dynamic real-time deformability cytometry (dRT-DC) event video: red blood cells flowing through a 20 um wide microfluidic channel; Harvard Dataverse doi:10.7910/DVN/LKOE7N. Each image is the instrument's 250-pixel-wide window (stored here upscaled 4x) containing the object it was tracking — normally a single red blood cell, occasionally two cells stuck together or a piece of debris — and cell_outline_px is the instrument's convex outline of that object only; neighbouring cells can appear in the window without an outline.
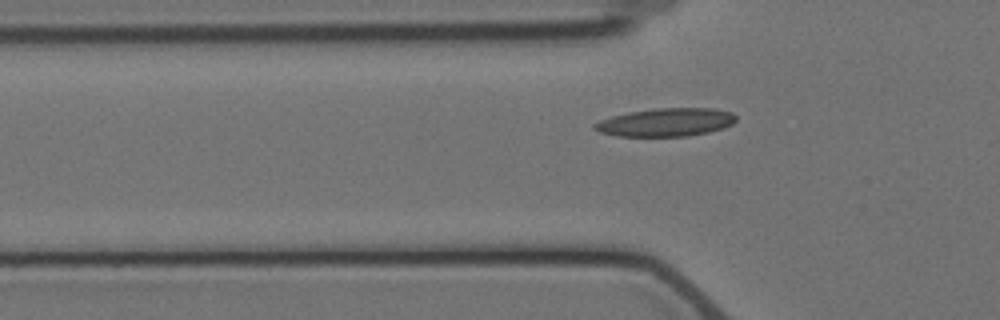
{"species": "Egyptian fruit bat (a non-hibernating species)", "species_latin": "Rousettus aegyptiacus", "temperature_condition": "cold", "stored_images_in_passage": 4, "segment_of_instrument_passage": [2, 2], "camera_frame_rate_fps": 3000, "um_per_image_px": 0.085, "animal": {"sex": "female"}, "frame": {"image": 1, "passage_image": 4, "time_ms": 4.667, "image_size_px": [1000, 320], "cell_outline_px": [[736, 120], [732, 124], [724, 128], [708, 132], [688, 136], [616, 136], [600, 132], [592, 128], [592, 124], [600, 120], [612, 116], [628, 112], [656, 108], [712, 108], [732, 112], [736, 116]], "centroid_in_image_um": [56.59, 10.39], "position_along_channel_um": 69.2, "area_um2": 23.35}}